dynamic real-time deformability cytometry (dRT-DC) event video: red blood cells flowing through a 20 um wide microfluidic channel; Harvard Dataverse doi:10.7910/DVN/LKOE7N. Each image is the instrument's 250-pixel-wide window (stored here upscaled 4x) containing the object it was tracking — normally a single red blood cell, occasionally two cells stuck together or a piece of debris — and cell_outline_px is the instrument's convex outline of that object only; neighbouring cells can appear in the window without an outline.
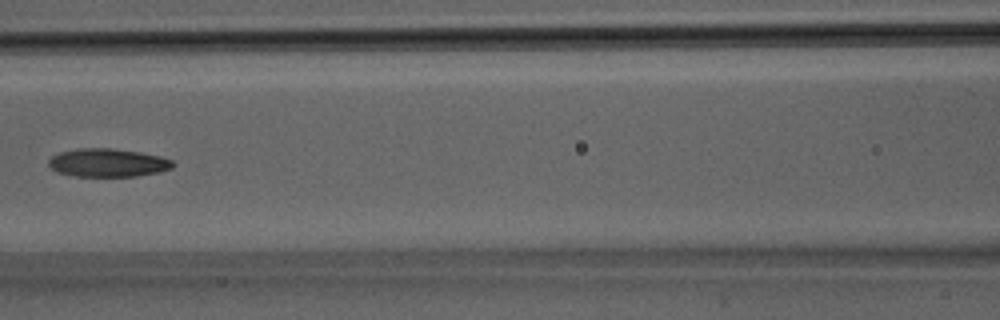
{"species": "Egyptian fruit bat (a non-hibernating species)", "species_latin": "Rousettus aegyptiacus", "temperature_condition": "room temperature", "stored_images_in_passage": 26, "camera_frame_rate_fps": 3000, "um_per_image_px": 0.085, "animal": {"sex": "male"}, "frame": {"image": 1, "passage_image": 8, "time_ms": 2.333, "image_size_px": [1000, 320], "cell_outline_px": [[176, 164], [172, 168], [160, 172], [136, 176], [76, 176], [56, 172], [48, 164], [48, 160], [52, 156], [60, 152], [76, 148], [112, 148], [140, 152], [160, 156], [172, 160]], "centroid_in_image_um": [9.18, 13.83], "position_along_channel_um": 157.4, "area_um2": 20.58}}
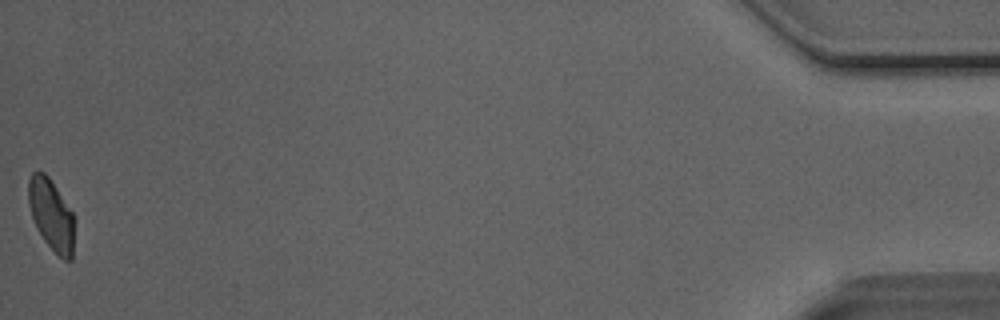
{"frame": {"image": 2, "passage_image": 26, "time_ms": 8.333, "image_size_px": [1000, 320], "cell_outline_px": [[72, 260], [64, 260], [44, 240], [36, 228], [28, 204], [28, 180], [32, 172], [44, 172], [48, 176], [72, 212]], "centroid_in_image_um": [4.31, 18.22], "position_along_channel_um": 430.9, "area_um2": 18.5}}